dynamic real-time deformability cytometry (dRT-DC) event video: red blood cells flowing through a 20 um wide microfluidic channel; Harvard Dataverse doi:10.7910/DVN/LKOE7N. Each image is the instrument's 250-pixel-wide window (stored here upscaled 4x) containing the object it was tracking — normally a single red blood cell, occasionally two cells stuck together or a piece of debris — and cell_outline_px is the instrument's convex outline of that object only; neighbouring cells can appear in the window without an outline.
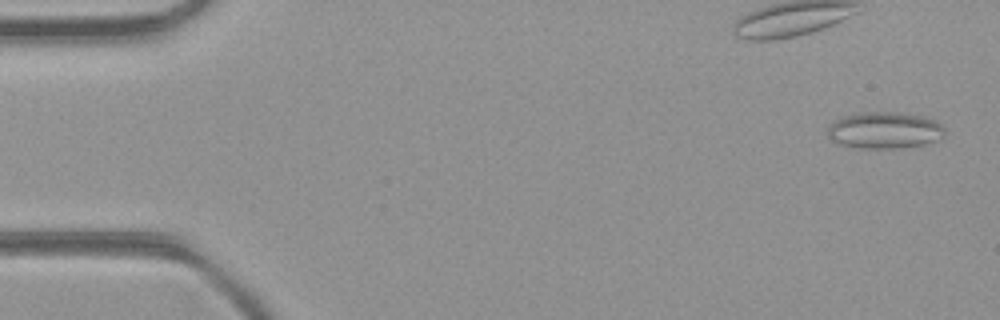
{"species": "common noctule bat (a hibernating species)", "species_latin": "Nyctalus noctula", "temperature_condition": "room temperature", "stored_images_in_passage": 47, "camera_frame_rate_fps": 3000, "um_per_image_px": 0.085, "animal": {"sex": "female", "body_mass_g": 21.9}, "frame": {"image": 1, "passage_image": 2, "time_ms": 0.333, "image_size_px": [1000, 320], "cell_outline_px": [[944, 136], [936, 140], [924, 144], [896, 148], [856, 148], [840, 144], [832, 140], [828, 136], [828, 128], [836, 120], [844, 116], [860, 112], [896, 112], [924, 116], [936, 120], [944, 128]], "centroid_in_image_um": [75.2, 11.07], "position_along_channel_um": 9.8, "area_um2": 24.91}}
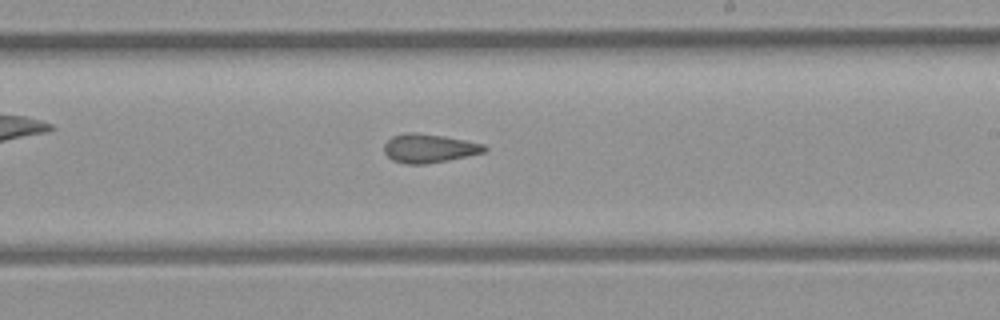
{"frame": {"image": 2, "passage_image": 28, "time_ms": 9.0, "image_size_px": [1000, 320], "cell_outline_px": [[488, 148], [484, 152], [448, 160], [424, 164], [404, 164], [392, 160], [384, 152], [384, 144], [392, 136], [404, 132], [416, 132], [444, 136], [484, 144]], "centroid_in_image_um": [36.44, 12.6], "position_along_channel_um": 252.6, "area_um2": 16.82}}
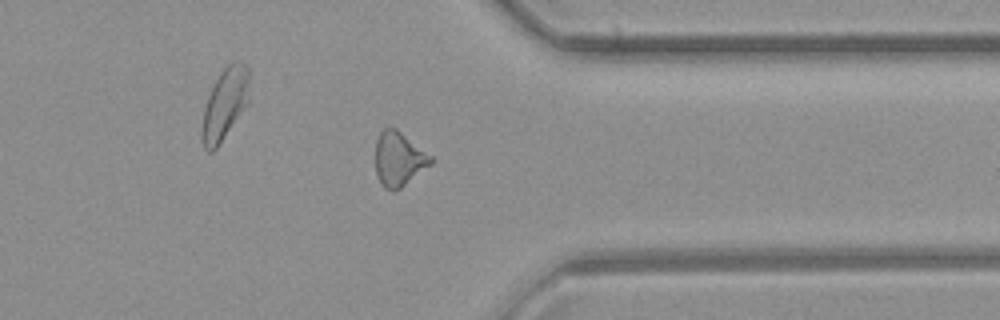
{"frame": {"image": 3, "passage_image": 37, "time_ms": 12.0, "image_size_px": [1000, 320], "cell_outline_px": [[432, 164], [400, 188], [392, 192], [384, 188], [380, 184], [376, 172], [376, 140], [380, 132], [384, 128], [396, 128], [432, 156]], "centroid_in_image_um": [33.89, 13.53], "position_along_channel_um": 377.5, "area_um2": 17.46}, "authors_computed_cell_mechanics": {"area_um2": 17.5134, "velocity_mm_per_s": 4.3961, "shape_relaxation_time_tau1_ms": null, "shape_relaxation_time_tau2_ms": 2.6376, "deformation_change_tau1": null, "deformation_change_tau2": 0.0996}}